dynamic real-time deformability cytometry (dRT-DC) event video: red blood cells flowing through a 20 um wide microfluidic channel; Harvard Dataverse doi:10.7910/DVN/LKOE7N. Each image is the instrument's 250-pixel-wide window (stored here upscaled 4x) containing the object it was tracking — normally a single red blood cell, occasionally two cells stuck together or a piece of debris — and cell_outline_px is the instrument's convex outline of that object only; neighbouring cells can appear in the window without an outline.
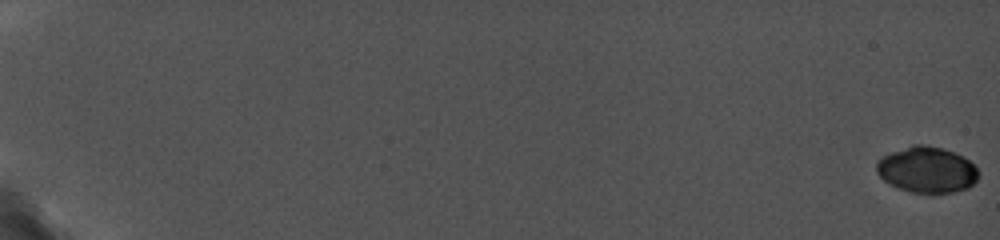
{"species": "common noctule bat (a hibernating species)", "species_latin": "Nyctalus noctula", "temperature_condition": "cold", "stored_images_in_passage": 21, "camera_frame_rate_fps": 5000, "um_per_image_px": 0.085, "animal": {"sex": "female", "body_mass_g": 19.0, "forearm_length_mm": 56.7}, "frame": {"image": 1, "passage_image": 1, "time_ms": 0.0, "image_size_px": [1000, 240], "cell_outline_px": [[980, 176], [968, 188], [952, 192], [932, 196], [912, 192], [900, 188], [884, 180], [876, 172], [876, 160], [892, 152], [912, 144], [924, 144], [940, 148], [964, 156], [980, 172]], "centroid_in_image_um": [78.8, 14.46], "position_along_channel_um": 6.2, "area_um2": 27.63}}
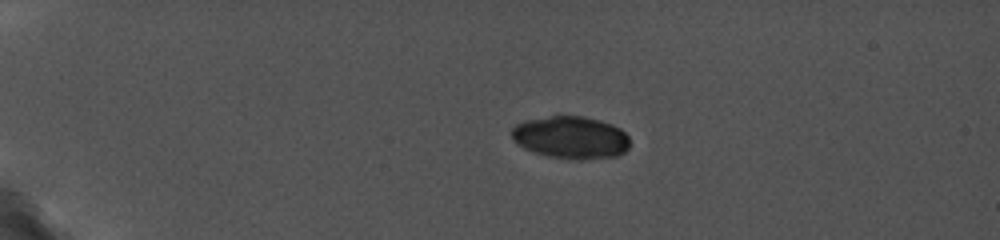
{"frame": {"image": 2, "passage_image": 14, "time_ms": 5.0, "image_size_px": [1000, 240], "cell_outline_px": [[628, 148], [624, 152], [616, 156], [580, 160], [576, 160], [548, 156], [532, 152], [516, 144], [512, 140], [512, 128], [516, 124], [524, 120], [552, 116], [584, 116], [600, 120], [612, 124], [620, 128], [628, 136]], "centroid_in_image_um": [48.5, 11.69], "position_along_channel_um": 36.5, "area_um2": 29.42}}